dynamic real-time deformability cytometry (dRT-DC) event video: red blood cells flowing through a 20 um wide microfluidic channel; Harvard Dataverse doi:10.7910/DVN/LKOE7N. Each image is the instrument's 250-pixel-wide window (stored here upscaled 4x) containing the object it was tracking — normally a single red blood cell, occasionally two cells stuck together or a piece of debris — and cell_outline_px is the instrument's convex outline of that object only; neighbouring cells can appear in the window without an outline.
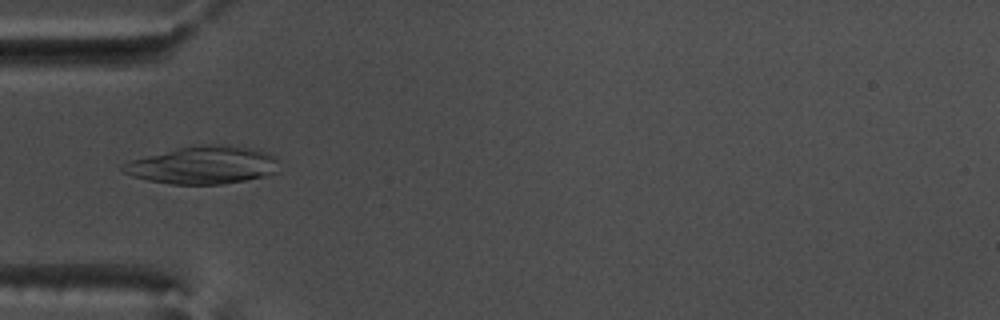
{"species": "common noctule bat (a hibernating species)", "species_latin": "Nyctalus noctula", "temperature_condition": "warm", "stored_images_in_passage": 53, "camera_frame_rate_fps": 3000, "um_per_image_px": 0.085, "animal": {"sex": "male", "body_mass_g": 17.5, "forearm_length_mm": 52.3}, "frame": {"image": 1, "passage_image": 17, "time_ms": 5.333, "image_size_px": [1000, 320], "cell_outline_px": [[280, 172], [264, 176], [224, 184], [172, 184], [148, 180], [132, 176], [124, 172], [120, 168], [120, 164], [132, 160], [180, 148], [200, 144], [224, 144], [248, 148], [264, 152], [276, 156]], "centroid_in_image_um": [17.29, 14.04], "position_along_channel_um": 67.7, "area_um2": 34.1}}
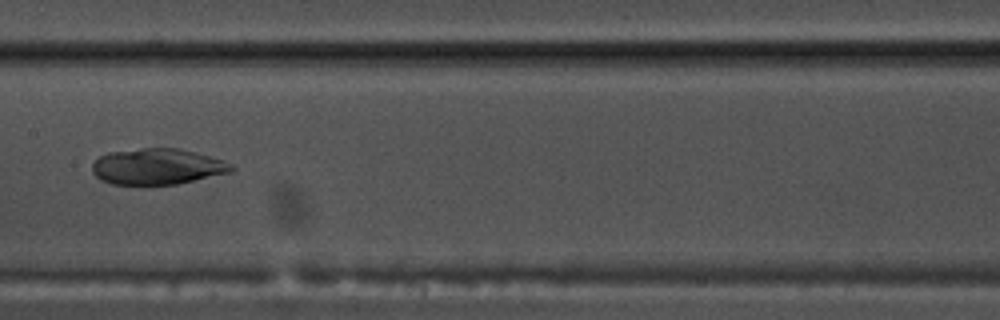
{"frame": {"image": 2, "passage_image": 27, "time_ms": 8.667, "image_size_px": [1000, 320], "cell_outline_px": [[236, 168], [232, 172], [176, 184], [112, 184], [100, 180], [92, 172], [92, 164], [100, 156], [108, 152], [140, 148], [180, 148], [196, 152], [224, 160], [232, 164]], "centroid_in_image_um": [13.39, 14.15], "position_along_channel_um": 194.0, "area_um2": 29.3}}
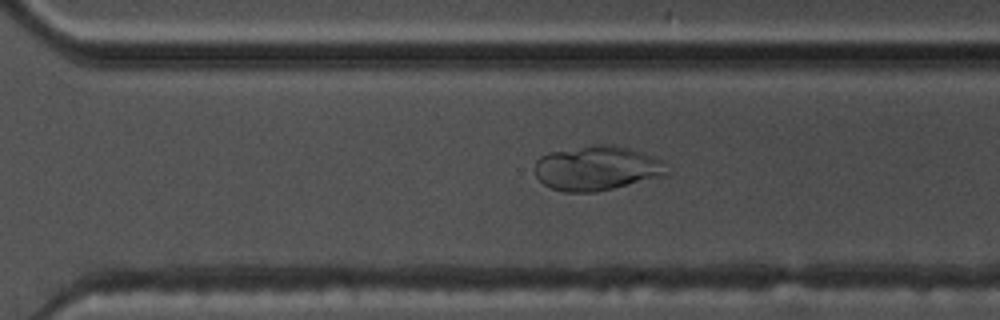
{"frame": {"image": 3, "passage_image": 37, "time_ms": 12.0, "image_size_px": [1000, 320], "cell_outline_px": [[668, 172], [664, 176], [596, 192], [564, 192], [552, 188], [544, 184], [536, 176], [536, 160], [540, 156], [548, 152], [596, 144], [612, 144], [628, 148], [664, 160]], "centroid_in_image_um": [50.74, 14.29], "position_along_channel_um": 319.9, "area_um2": 34.28}}